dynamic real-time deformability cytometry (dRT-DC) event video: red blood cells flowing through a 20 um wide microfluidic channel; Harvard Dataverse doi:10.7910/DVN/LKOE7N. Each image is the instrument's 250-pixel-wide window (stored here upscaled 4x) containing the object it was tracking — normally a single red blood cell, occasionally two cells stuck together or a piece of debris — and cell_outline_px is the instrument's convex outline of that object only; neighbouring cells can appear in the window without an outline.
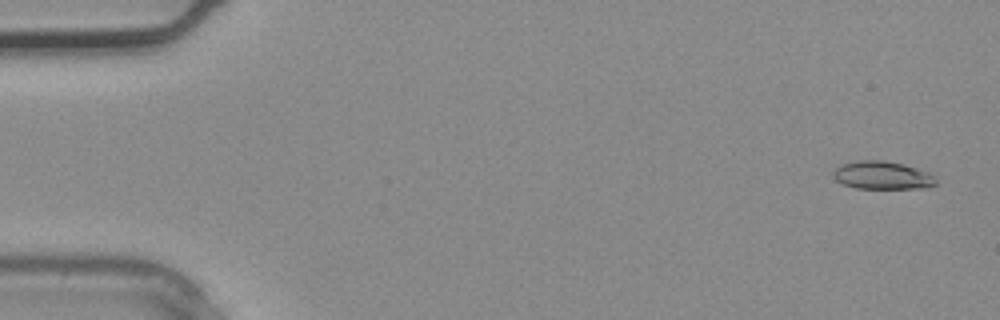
{"species": "common noctule bat (a hibernating species)", "species_latin": "Nyctalus noctula", "temperature_condition": "warm", "stored_images_in_passage": 2, "camera_frame_rate_fps": 3000, "um_per_image_px": 0.085, "animal": {"sex": "male", "body_mass_g": 20.4}, "frame": {"image": 1, "passage_image": 1, "time_ms": 0.0, "image_size_px": [1000, 320], "cell_outline_px": [[936, 184], [928, 188], [856, 188], [844, 184], [836, 180], [832, 176], [832, 172], [840, 164], [856, 160], [884, 160], [904, 164], [928, 172], [936, 180]], "centroid_in_image_um": [74.97, 14.89], "position_along_channel_um": 10.0, "area_um2": 16.82}}